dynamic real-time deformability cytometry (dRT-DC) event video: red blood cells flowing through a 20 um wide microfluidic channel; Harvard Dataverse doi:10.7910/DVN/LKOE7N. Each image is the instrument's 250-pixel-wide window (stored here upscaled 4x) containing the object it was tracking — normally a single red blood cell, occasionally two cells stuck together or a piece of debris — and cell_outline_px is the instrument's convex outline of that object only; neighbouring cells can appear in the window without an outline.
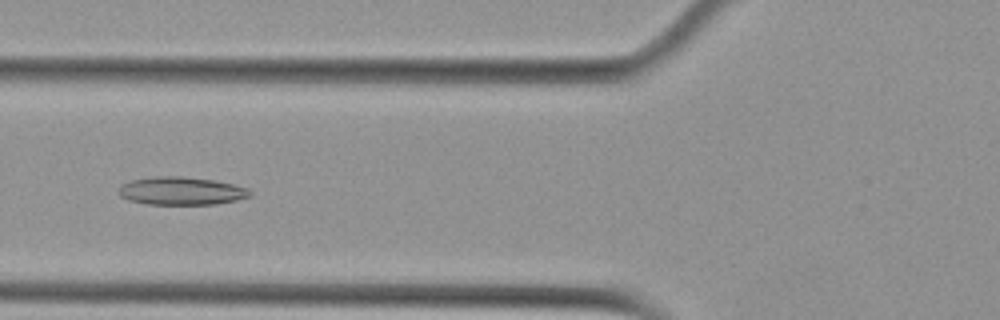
{"species": "Egyptian fruit bat (a non-hibernating species)", "species_latin": "Rousettus aegyptiacus", "temperature_condition": "cold", "stored_images_in_passage": 53, "camera_frame_rate_fps": 3000, "um_per_image_px": 0.085, "animal": {"sex": "female"}, "frame": {"image": 1, "passage_image": 19, "time_ms": 6.0, "image_size_px": [1000, 320], "cell_outline_px": [[252, 196], [236, 200], [216, 204], [148, 204], [128, 200], [120, 196], [120, 184], [132, 180], [156, 176], [180, 176], [216, 180], [248, 188], [252, 192]], "centroid_in_image_um": [15.43, 16.22], "position_along_channel_um": 110.4, "area_um2": 21.44}}
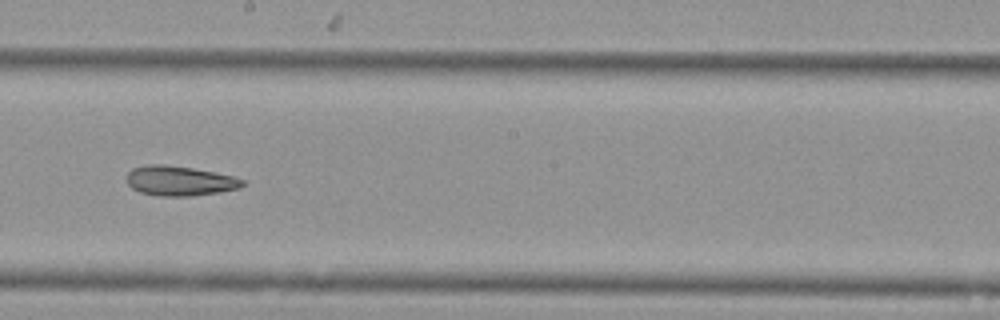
{"frame": {"image": 2, "passage_image": 29, "time_ms": 9.333, "image_size_px": [1000, 320], "cell_outline_px": [[244, 184], [240, 188], [220, 192], [192, 196], [160, 196], [140, 192], [132, 188], [128, 184], [128, 172], [132, 168], [148, 164], [160, 164], [192, 168], [216, 172], [232, 176], [244, 180]], "centroid_in_image_um": [15.28, 15.37], "position_along_channel_um": 232.9, "area_um2": 20.06}}
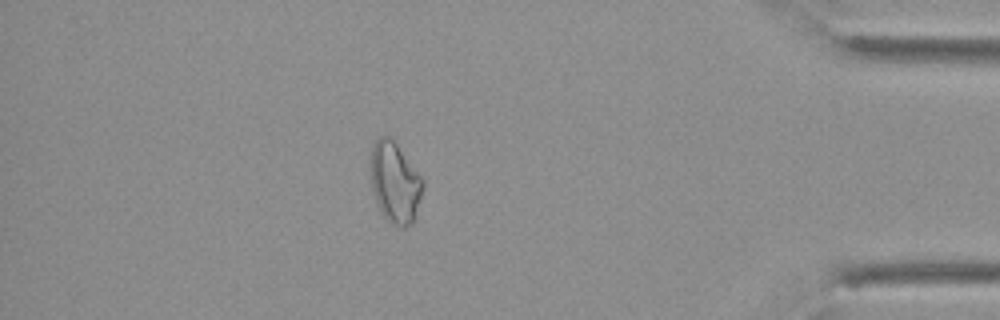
{"frame": {"image": 3, "passage_image": 46, "time_ms": 15.0, "image_size_px": [1000, 320], "cell_outline_px": [[424, 184], [412, 224], [404, 228], [400, 228], [392, 224], [380, 212], [372, 188], [372, 144], [380, 136], [388, 136], [396, 144], [424, 180]], "centroid_in_image_um": [33.58, 15.55], "position_along_channel_um": 401.6, "area_um2": 24.04}, "authors_computed_cell_mechanics": {"area_um2": 23.0622, "velocity_mm_per_s": 3.6859, "shape_relaxation_time_tau1_ms": null, "shape_relaxation_time_tau2_ms": 8.7413, "deformation_change_tau1": null, "deformation_change_tau2": 0.1926}}